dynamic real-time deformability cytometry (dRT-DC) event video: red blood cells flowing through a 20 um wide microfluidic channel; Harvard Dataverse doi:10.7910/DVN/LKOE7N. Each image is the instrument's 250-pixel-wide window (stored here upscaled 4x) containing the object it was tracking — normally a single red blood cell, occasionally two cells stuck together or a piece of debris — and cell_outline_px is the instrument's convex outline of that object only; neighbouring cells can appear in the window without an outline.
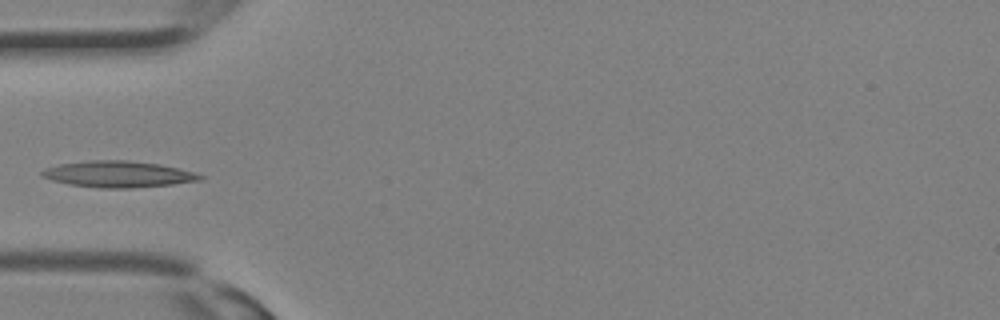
{"species": "Egyptian fruit bat (a non-hibernating species)", "species_latin": "Rousettus aegyptiacus", "temperature_condition": "room temperature", "stored_images_in_passage": 9, "camera_frame_rate_fps": 3000, "um_per_image_px": 0.085, "animal": {"sex": "female"}, "frame": {"image": 1, "passage_image": 2, "time_ms": 0.333, "image_size_px": [1000, 320], "cell_outline_px": [[204, 176], [200, 180], [172, 184], [132, 188], [100, 188], [68, 184], [52, 180], [40, 176], [40, 172], [44, 168], [60, 164], [88, 160], [128, 160], [160, 164], [180, 168], [196, 172]], "centroid_in_image_um": [10.04, 14.8], "position_along_channel_um": 75.0, "area_um2": 24.39}}
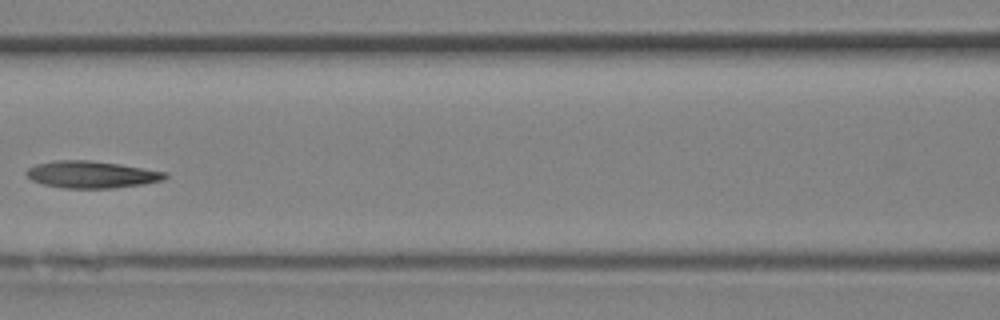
{"frame": {"image": 2, "passage_image": 6, "time_ms": 1.667, "image_size_px": [1000, 320], "cell_outline_px": [[168, 176], [164, 180], [144, 184], [112, 188], [64, 188], [44, 184], [32, 180], [24, 172], [28, 168], [36, 164], [56, 160], [92, 160], [120, 164], [168, 172]], "centroid_in_image_um": [7.81, 14.83], "position_along_channel_um": 158.8, "area_um2": 21.91}}
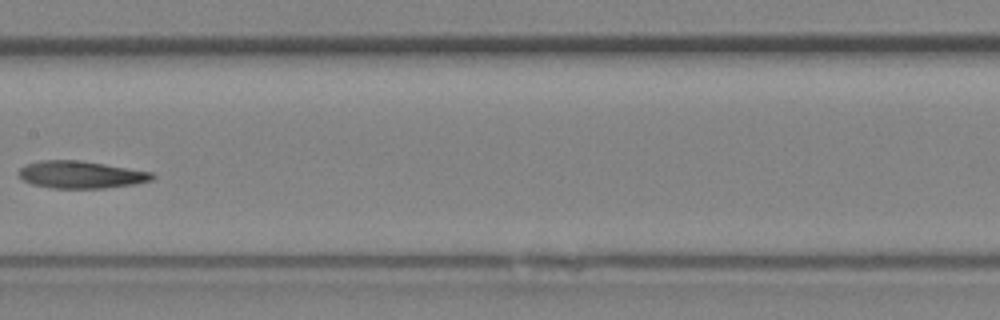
{"frame": {"image": 3, "passage_image": 8, "time_ms": 2.333, "image_size_px": [1000, 320], "cell_outline_px": [[156, 176], [152, 180], [136, 184], [104, 188], [52, 188], [32, 184], [24, 180], [16, 172], [24, 164], [40, 160], [80, 160], [152, 172]], "centroid_in_image_um": [6.86, 14.84], "position_along_channel_um": 200.5, "area_um2": 21.33}}